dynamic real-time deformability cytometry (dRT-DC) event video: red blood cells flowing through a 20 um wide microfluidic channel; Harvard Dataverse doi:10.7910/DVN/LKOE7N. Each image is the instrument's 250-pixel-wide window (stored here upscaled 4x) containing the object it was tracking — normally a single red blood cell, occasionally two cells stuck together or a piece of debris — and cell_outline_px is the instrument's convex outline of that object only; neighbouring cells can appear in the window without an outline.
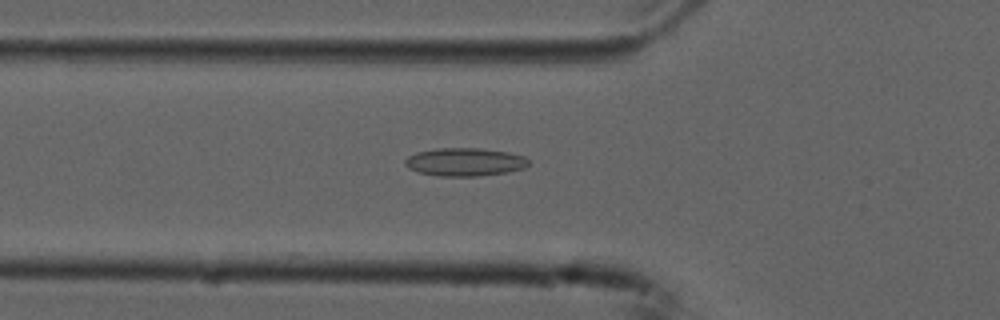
{"species": "common noctule bat (a hibernating species)", "species_latin": "Nyctalus noctula", "temperature_condition": "cold", "stored_images_in_passage": 40, "camera_frame_rate_fps": 3000, "um_per_image_px": 0.085, "animal": {"sex": "male", "forearm_length_mm": 52.5}, "frame": {"image": 1, "passage_image": 5, "time_ms": 1.333, "image_size_px": [1000, 320], "cell_outline_px": [[532, 160], [524, 168], [508, 172], [480, 176], [440, 176], [420, 172], [408, 168], [404, 164], [404, 160], [408, 156], [416, 152], [436, 148], [476, 148], [508, 152], [524, 156]], "centroid_in_image_um": [39.52, 13.76], "position_along_channel_um": 86.3, "area_um2": 20.35}}
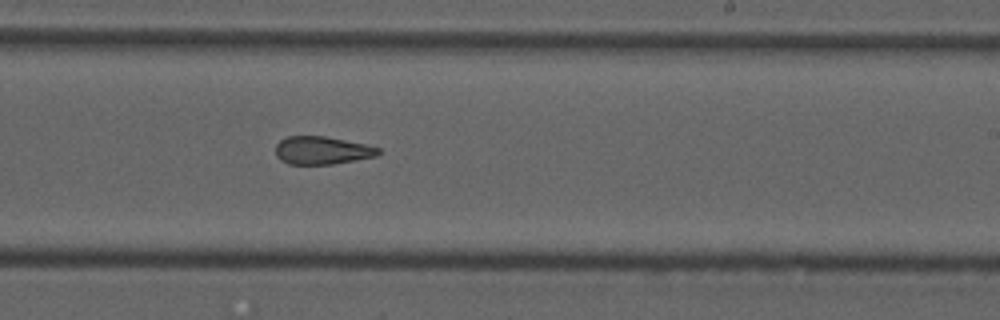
{"frame": {"image": 2, "passage_image": 19, "time_ms": 6.0, "image_size_px": [1000, 320], "cell_outline_px": [[380, 152], [376, 156], [332, 164], [288, 164], [280, 160], [276, 156], [276, 144], [280, 140], [288, 136], [324, 136], [364, 144], [380, 148]], "centroid_in_image_um": [27.33, 12.78], "position_along_channel_um": 261.7, "area_um2": 16.59}}
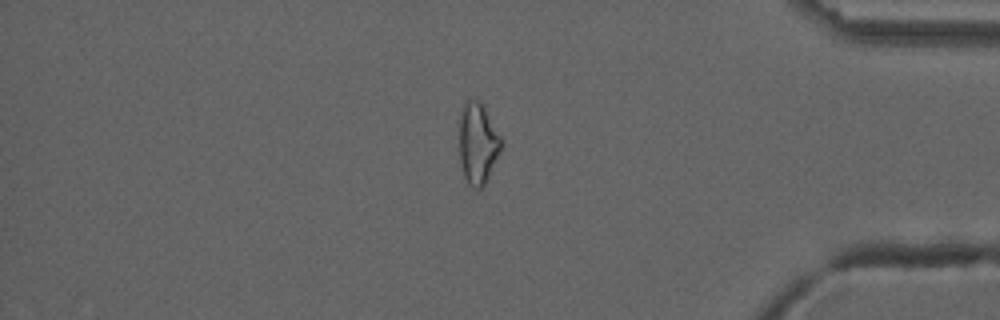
{"frame": {"image": 3, "passage_image": 32, "time_ms": 10.333, "image_size_px": [1000, 320], "cell_outline_px": [[504, 144], [484, 184], [476, 192], [468, 184], [464, 176], [460, 160], [460, 116], [464, 100], [480, 100], [484, 104]], "centroid_in_image_um": [40.62, 12.17], "position_along_channel_um": 394.6, "area_um2": 19.94}, "authors_computed_cell_mechanics": {"area_um2": 18.3515, "velocity_mm_per_s": 3.7503, "shape_relaxation_time_tau1_ms": null, "shape_relaxation_time_tau2_ms": 3.4721, "deformation_change_tau1": null, "deformation_change_tau2": 0.1273}}